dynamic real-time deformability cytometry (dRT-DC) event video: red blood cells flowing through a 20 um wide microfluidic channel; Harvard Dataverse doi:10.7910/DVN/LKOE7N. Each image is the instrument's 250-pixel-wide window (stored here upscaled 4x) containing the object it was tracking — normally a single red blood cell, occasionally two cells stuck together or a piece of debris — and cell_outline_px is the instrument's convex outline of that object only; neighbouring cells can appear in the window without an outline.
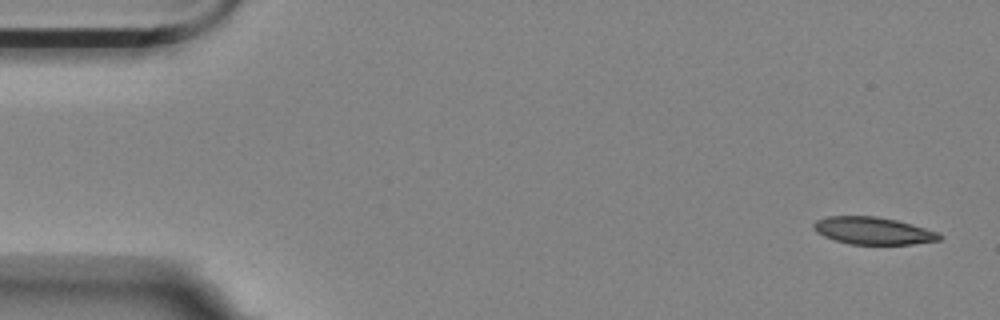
{"species": "Egyptian fruit bat (a non-hibernating species)", "species_latin": "Rousettus aegyptiacus", "temperature_condition": "room temperature", "stored_images_in_passage": 6, "segment_of_instrument_passage": [1, 2], "camera_frame_rate_fps": 3000, "um_per_image_px": 0.085, "animal": {"sex": "female"}, "frame": {"image": 1, "passage_image": 1, "time_ms": 0.0, "image_size_px": [1000, 320], "cell_outline_px": [[944, 236], [940, 240], [912, 244], [848, 244], [824, 236], [816, 232], [812, 228], [812, 224], [816, 220], [828, 216], [876, 216], [896, 220], [912, 224], [936, 232]], "centroid_in_image_um": [74.18, 19.61], "position_along_channel_um": 10.8, "area_um2": 20.0}}
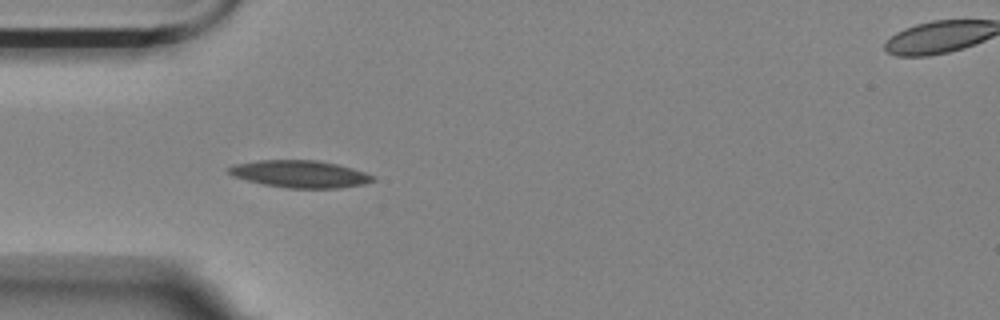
{"frame": {"image": 2, "passage_image": 5, "time_ms": 4.667, "image_size_px": [1000, 320], "cell_outline_px": [[376, 180], [364, 184], [340, 188], [288, 188], [264, 184], [232, 176], [228, 172], [228, 168], [236, 164], [260, 160], [316, 160], [336, 164], [352, 168], [376, 176]], "centroid_in_image_um": [25.54, 14.79], "position_along_channel_um": 59.5, "area_um2": 22.72}}